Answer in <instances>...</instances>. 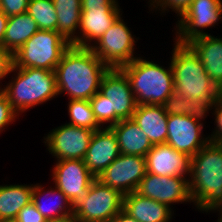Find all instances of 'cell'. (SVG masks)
I'll list each match as a JSON object with an SVG mask.
<instances>
[{
	"mask_svg": "<svg viewBox=\"0 0 222 222\" xmlns=\"http://www.w3.org/2000/svg\"><path fill=\"white\" fill-rule=\"evenodd\" d=\"M146 166L154 175L189 177L191 157L166 143L156 144L146 155Z\"/></svg>",
	"mask_w": 222,
	"mask_h": 222,
	"instance_id": "cell-17",
	"label": "cell"
},
{
	"mask_svg": "<svg viewBox=\"0 0 222 222\" xmlns=\"http://www.w3.org/2000/svg\"><path fill=\"white\" fill-rule=\"evenodd\" d=\"M16 222H49L31 202L27 206H24L18 213Z\"/></svg>",
	"mask_w": 222,
	"mask_h": 222,
	"instance_id": "cell-34",
	"label": "cell"
},
{
	"mask_svg": "<svg viewBox=\"0 0 222 222\" xmlns=\"http://www.w3.org/2000/svg\"><path fill=\"white\" fill-rule=\"evenodd\" d=\"M53 182L74 205L84 198L96 177L87 169L84 160H58L52 171Z\"/></svg>",
	"mask_w": 222,
	"mask_h": 222,
	"instance_id": "cell-14",
	"label": "cell"
},
{
	"mask_svg": "<svg viewBox=\"0 0 222 222\" xmlns=\"http://www.w3.org/2000/svg\"><path fill=\"white\" fill-rule=\"evenodd\" d=\"M94 130L65 123L44 137L48 151L58 160H84Z\"/></svg>",
	"mask_w": 222,
	"mask_h": 222,
	"instance_id": "cell-11",
	"label": "cell"
},
{
	"mask_svg": "<svg viewBox=\"0 0 222 222\" xmlns=\"http://www.w3.org/2000/svg\"><path fill=\"white\" fill-rule=\"evenodd\" d=\"M8 18L0 11V45L3 44Z\"/></svg>",
	"mask_w": 222,
	"mask_h": 222,
	"instance_id": "cell-38",
	"label": "cell"
},
{
	"mask_svg": "<svg viewBox=\"0 0 222 222\" xmlns=\"http://www.w3.org/2000/svg\"><path fill=\"white\" fill-rule=\"evenodd\" d=\"M60 222H77V220H75L74 218H70L64 221H60Z\"/></svg>",
	"mask_w": 222,
	"mask_h": 222,
	"instance_id": "cell-40",
	"label": "cell"
},
{
	"mask_svg": "<svg viewBox=\"0 0 222 222\" xmlns=\"http://www.w3.org/2000/svg\"><path fill=\"white\" fill-rule=\"evenodd\" d=\"M120 154L114 131L110 127H103L94 131L84 162L97 178Z\"/></svg>",
	"mask_w": 222,
	"mask_h": 222,
	"instance_id": "cell-18",
	"label": "cell"
},
{
	"mask_svg": "<svg viewBox=\"0 0 222 222\" xmlns=\"http://www.w3.org/2000/svg\"><path fill=\"white\" fill-rule=\"evenodd\" d=\"M213 211H219V217H218V220H217V222H222V208H219V209H216V210H213Z\"/></svg>",
	"mask_w": 222,
	"mask_h": 222,
	"instance_id": "cell-39",
	"label": "cell"
},
{
	"mask_svg": "<svg viewBox=\"0 0 222 222\" xmlns=\"http://www.w3.org/2000/svg\"><path fill=\"white\" fill-rule=\"evenodd\" d=\"M123 210L138 222H170L174 214L171 207L136 191L123 195Z\"/></svg>",
	"mask_w": 222,
	"mask_h": 222,
	"instance_id": "cell-21",
	"label": "cell"
},
{
	"mask_svg": "<svg viewBox=\"0 0 222 222\" xmlns=\"http://www.w3.org/2000/svg\"><path fill=\"white\" fill-rule=\"evenodd\" d=\"M222 0H193L188 10L176 22L175 41L187 44L207 36L203 28L214 27L222 19Z\"/></svg>",
	"mask_w": 222,
	"mask_h": 222,
	"instance_id": "cell-10",
	"label": "cell"
},
{
	"mask_svg": "<svg viewBox=\"0 0 222 222\" xmlns=\"http://www.w3.org/2000/svg\"><path fill=\"white\" fill-rule=\"evenodd\" d=\"M215 109L213 115H215L216 127L213 130L211 136L208 135L209 141L214 143H222V94L217 100L208 108L207 113L210 110Z\"/></svg>",
	"mask_w": 222,
	"mask_h": 222,
	"instance_id": "cell-32",
	"label": "cell"
},
{
	"mask_svg": "<svg viewBox=\"0 0 222 222\" xmlns=\"http://www.w3.org/2000/svg\"><path fill=\"white\" fill-rule=\"evenodd\" d=\"M19 115L12 108L7 97L0 90V133L9 125L12 124Z\"/></svg>",
	"mask_w": 222,
	"mask_h": 222,
	"instance_id": "cell-31",
	"label": "cell"
},
{
	"mask_svg": "<svg viewBox=\"0 0 222 222\" xmlns=\"http://www.w3.org/2000/svg\"><path fill=\"white\" fill-rule=\"evenodd\" d=\"M108 69L90 48L70 45L55 69L58 94L65 93L69 100H90Z\"/></svg>",
	"mask_w": 222,
	"mask_h": 222,
	"instance_id": "cell-2",
	"label": "cell"
},
{
	"mask_svg": "<svg viewBox=\"0 0 222 222\" xmlns=\"http://www.w3.org/2000/svg\"><path fill=\"white\" fill-rule=\"evenodd\" d=\"M109 101V98L103 96L100 92H97L89 100L95 119L100 126L102 125V128L106 123L108 125H105V127H111V105Z\"/></svg>",
	"mask_w": 222,
	"mask_h": 222,
	"instance_id": "cell-29",
	"label": "cell"
},
{
	"mask_svg": "<svg viewBox=\"0 0 222 222\" xmlns=\"http://www.w3.org/2000/svg\"><path fill=\"white\" fill-rule=\"evenodd\" d=\"M70 45L57 31L38 30L14 54V65L55 71Z\"/></svg>",
	"mask_w": 222,
	"mask_h": 222,
	"instance_id": "cell-7",
	"label": "cell"
},
{
	"mask_svg": "<svg viewBox=\"0 0 222 222\" xmlns=\"http://www.w3.org/2000/svg\"><path fill=\"white\" fill-rule=\"evenodd\" d=\"M55 188L50 187L47 192L44 191L45 187L41 184H34L32 192V202L36 206V209L49 221V222H60L70 218H73V205L68 200L66 195L59 190L56 186ZM45 195V196H44ZM56 197L55 204L49 200L48 197ZM43 197L46 202H51V205H46L43 202ZM41 199V200H40Z\"/></svg>",
	"mask_w": 222,
	"mask_h": 222,
	"instance_id": "cell-22",
	"label": "cell"
},
{
	"mask_svg": "<svg viewBox=\"0 0 222 222\" xmlns=\"http://www.w3.org/2000/svg\"><path fill=\"white\" fill-rule=\"evenodd\" d=\"M33 184L0 185V220H15L19 211L32 202Z\"/></svg>",
	"mask_w": 222,
	"mask_h": 222,
	"instance_id": "cell-25",
	"label": "cell"
},
{
	"mask_svg": "<svg viewBox=\"0 0 222 222\" xmlns=\"http://www.w3.org/2000/svg\"><path fill=\"white\" fill-rule=\"evenodd\" d=\"M82 0H53L57 13V32L71 45L77 46ZM76 34V35H75Z\"/></svg>",
	"mask_w": 222,
	"mask_h": 222,
	"instance_id": "cell-24",
	"label": "cell"
},
{
	"mask_svg": "<svg viewBox=\"0 0 222 222\" xmlns=\"http://www.w3.org/2000/svg\"><path fill=\"white\" fill-rule=\"evenodd\" d=\"M174 42L170 59L174 79V104L207 111L222 92L212 82L194 51L187 44Z\"/></svg>",
	"mask_w": 222,
	"mask_h": 222,
	"instance_id": "cell-1",
	"label": "cell"
},
{
	"mask_svg": "<svg viewBox=\"0 0 222 222\" xmlns=\"http://www.w3.org/2000/svg\"><path fill=\"white\" fill-rule=\"evenodd\" d=\"M0 222H16V221L15 220L6 219V220H0Z\"/></svg>",
	"mask_w": 222,
	"mask_h": 222,
	"instance_id": "cell-41",
	"label": "cell"
},
{
	"mask_svg": "<svg viewBox=\"0 0 222 222\" xmlns=\"http://www.w3.org/2000/svg\"><path fill=\"white\" fill-rule=\"evenodd\" d=\"M26 12L36 21L39 30L57 31L53 0H30Z\"/></svg>",
	"mask_w": 222,
	"mask_h": 222,
	"instance_id": "cell-27",
	"label": "cell"
},
{
	"mask_svg": "<svg viewBox=\"0 0 222 222\" xmlns=\"http://www.w3.org/2000/svg\"><path fill=\"white\" fill-rule=\"evenodd\" d=\"M123 209V195L95 179L86 196L73 205L78 222H110Z\"/></svg>",
	"mask_w": 222,
	"mask_h": 222,
	"instance_id": "cell-8",
	"label": "cell"
},
{
	"mask_svg": "<svg viewBox=\"0 0 222 222\" xmlns=\"http://www.w3.org/2000/svg\"><path fill=\"white\" fill-rule=\"evenodd\" d=\"M11 73H14V77L0 90L18 115L58 97L55 71L14 65Z\"/></svg>",
	"mask_w": 222,
	"mask_h": 222,
	"instance_id": "cell-5",
	"label": "cell"
},
{
	"mask_svg": "<svg viewBox=\"0 0 222 222\" xmlns=\"http://www.w3.org/2000/svg\"><path fill=\"white\" fill-rule=\"evenodd\" d=\"M67 107L71 120L68 124L94 131L102 128L95 119L89 100H69Z\"/></svg>",
	"mask_w": 222,
	"mask_h": 222,
	"instance_id": "cell-28",
	"label": "cell"
},
{
	"mask_svg": "<svg viewBox=\"0 0 222 222\" xmlns=\"http://www.w3.org/2000/svg\"><path fill=\"white\" fill-rule=\"evenodd\" d=\"M146 173V157L120 154L96 179L126 195L136 191Z\"/></svg>",
	"mask_w": 222,
	"mask_h": 222,
	"instance_id": "cell-13",
	"label": "cell"
},
{
	"mask_svg": "<svg viewBox=\"0 0 222 222\" xmlns=\"http://www.w3.org/2000/svg\"><path fill=\"white\" fill-rule=\"evenodd\" d=\"M110 222H138L136 219L132 218L126 211L123 209L116 214Z\"/></svg>",
	"mask_w": 222,
	"mask_h": 222,
	"instance_id": "cell-37",
	"label": "cell"
},
{
	"mask_svg": "<svg viewBox=\"0 0 222 222\" xmlns=\"http://www.w3.org/2000/svg\"><path fill=\"white\" fill-rule=\"evenodd\" d=\"M99 92L109 98L111 126L120 120L132 119L137 108L130 81L121 68H109L104 74Z\"/></svg>",
	"mask_w": 222,
	"mask_h": 222,
	"instance_id": "cell-12",
	"label": "cell"
},
{
	"mask_svg": "<svg viewBox=\"0 0 222 222\" xmlns=\"http://www.w3.org/2000/svg\"><path fill=\"white\" fill-rule=\"evenodd\" d=\"M13 66L14 54L10 50L0 45V81L9 74L11 75V70Z\"/></svg>",
	"mask_w": 222,
	"mask_h": 222,
	"instance_id": "cell-35",
	"label": "cell"
},
{
	"mask_svg": "<svg viewBox=\"0 0 222 222\" xmlns=\"http://www.w3.org/2000/svg\"><path fill=\"white\" fill-rule=\"evenodd\" d=\"M120 10V6L82 7L77 47L90 48L122 15Z\"/></svg>",
	"mask_w": 222,
	"mask_h": 222,
	"instance_id": "cell-16",
	"label": "cell"
},
{
	"mask_svg": "<svg viewBox=\"0 0 222 222\" xmlns=\"http://www.w3.org/2000/svg\"><path fill=\"white\" fill-rule=\"evenodd\" d=\"M189 191L193 204L204 212L222 208V143L208 142L191 157Z\"/></svg>",
	"mask_w": 222,
	"mask_h": 222,
	"instance_id": "cell-3",
	"label": "cell"
},
{
	"mask_svg": "<svg viewBox=\"0 0 222 222\" xmlns=\"http://www.w3.org/2000/svg\"><path fill=\"white\" fill-rule=\"evenodd\" d=\"M121 16L90 47L109 68H121L137 58L134 57V47L137 42Z\"/></svg>",
	"mask_w": 222,
	"mask_h": 222,
	"instance_id": "cell-9",
	"label": "cell"
},
{
	"mask_svg": "<svg viewBox=\"0 0 222 222\" xmlns=\"http://www.w3.org/2000/svg\"><path fill=\"white\" fill-rule=\"evenodd\" d=\"M206 114L203 109L172 106L168 113L166 144L190 157L197 154L209 142L208 136H202L201 120H205Z\"/></svg>",
	"mask_w": 222,
	"mask_h": 222,
	"instance_id": "cell-6",
	"label": "cell"
},
{
	"mask_svg": "<svg viewBox=\"0 0 222 222\" xmlns=\"http://www.w3.org/2000/svg\"><path fill=\"white\" fill-rule=\"evenodd\" d=\"M82 7L119 6L118 0H82Z\"/></svg>",
	"mask_w": 222,
	"mask_h": 222,
	"instance_id": "cell-36",
	"label": "cell"
},
{
	"mask_svg": "<svg viewBox=\"0 0 222 222\" xmlns=\"http://www.w3.org/2000/svg\"><path fill=\"white\" fill-rule=\"evenodd\" d=\"M38 30L36 21L27 12L10 16L2 46L15 54Z\"/></svg>",
	"mask_w": 222,
	"mask_h": 222,
	"instance_id": "cell-26",
	"label": "cell"
},
{
	"mask_svg": "<svg viewBox=\"0 0 222 222\" xmlns=\"http://www.w3.org/2000/svg\"><path fill=\"white\" fill-rule=\"evenodd\" d=\"M151 1V2H150ZM193 0H149L151 10H160L165 13L169 8L177 14L180 19L182 15L188 10ZM153 6V7H152ZM159 8V9H157ZM168 8V9H167Z\"/></svg>",
	"mask_w": 222,
	"mask_h": 222,
	"instance_id": "cell-30",
	"label": "cell"
},
{
	"mask_svg": "<svg viewBox=\"0 0 222 222\" xmlns=\"http://www.w3.org/2000/svg\"><path fill=\"white\" fill-rule=\"evenodd\" d=\"M170 106L137 105L132 120L146 134L152 145L164 144L167 141V120Z\"/></svg>",
	"mask_w": 222,
	"mask_h": 222,
	"instance_id": "cell-19",
	"label": "cell"
},
{
	"mask_svg": "<svg viewBox=\"0 0 222 222\" xmlns=\"http://www.w3.org/2000/svg\"><path fill=\"white\" fill-rule=\"evenodd\" d=\"M30 0H0V11L7 17L23 14Z\"/></svg>",
	"mask_w": 222,
	"mask_h": 222,
	"instance_id": "cell-33",
	"label": "cell"
},
{
	"mask_svg": "<svg viewBox=\"0 0 222 222\" xmlns=\"http://www.w3.org/2000/svg\"><path fill=\"white\" fill-rule=\"evenodd\" d=\"M136 192L169 207L174 203L192 202L188 178L182 176H158L146 173Z\"/></svg>",
	"mask_w": 222,
	"mask_h": 222,
	"instance_id": "cell-15",
	"label": "cell"
},
{
	"mask_svg": "<svg viewBox=\"0 0 222 222\" xmlns=\"http://www.w3.org/2000/svg\"><path fill=\"white\" fill-rule=\"evenodd\" d=\"M137 57L132 62L121 67L128 77L137 105L174 104V79L170 66L165 67Z\"/></svg>",
	"mask_w": 222,
	"mask_h": 222,
	"instance_id": "cell-4",
	"label": "cell"
},
{
	"mask_svg": "<svg viewBox=\"0 0 222 222\" xmlns=\"http://www.w3.org/2000/svg\"><path fill=\"white\" fill-rule=\"evenodd\" d=\"M187 45L198 56L206 73L222 92V38L209 34L193 39Z\"/></svg>",
	"mask_w": 222,
	"mask_h": 222,
	"instance_id": "cell-20",
	"label": "cell"
},
{
	"mask_svg": "<svg viewBox=\"0 0 222 222\" xmlns=\"http://www.w3.org/2000/svg\"><path fill=\"white\" fill-rule=\"evenodd\" d=\"M110 128L116 135L121 154L146 157L153 147L146 134L132 119L120 120Z\"/></svg>",
	"mask_w": 222,
	"mask_h": 222,
	"instance_id": "cell-23",
	"label": "cell"
}]
</instances>
